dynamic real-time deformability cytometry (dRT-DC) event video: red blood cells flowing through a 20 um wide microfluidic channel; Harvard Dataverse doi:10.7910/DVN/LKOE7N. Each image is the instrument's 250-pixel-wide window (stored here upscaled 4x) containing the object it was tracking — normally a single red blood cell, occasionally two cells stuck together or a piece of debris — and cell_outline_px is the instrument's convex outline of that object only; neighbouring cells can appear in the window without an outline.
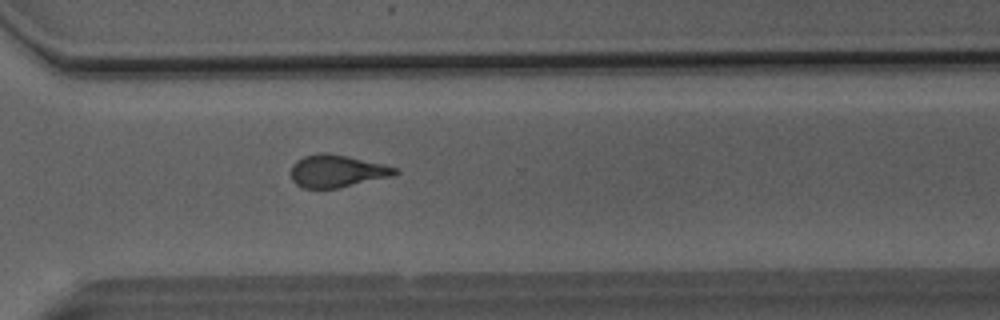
{"species": "Egyptian fruit bat (a non-hibernating species)", "species_latin": "Rousettus aegyptiacus", "temperature_condition": "room temperature", "stored_images_in_passage": 40, "camera_frame_rate_fps": 3000, "um_per_image_px": 0.085, "animal": {"sex": "male"}, "frame": {"image": 1, "passage_image": 26, "time_ms": 8.333, "image_size_px": [1000, 320], "cell_outline_px": [[400, 172], [392, 176], [336, 188], [304, 188], [296, 184], [292, 180], [292, 164], [296, 160], [304, 156], [320, 152], [328, 152], [348, 156], [384, 164], [400, 168]], "centroid_in_image_um": [28.66, 14.52], "position_along_channel_um": 341.9, "area_um2": 19.71}}
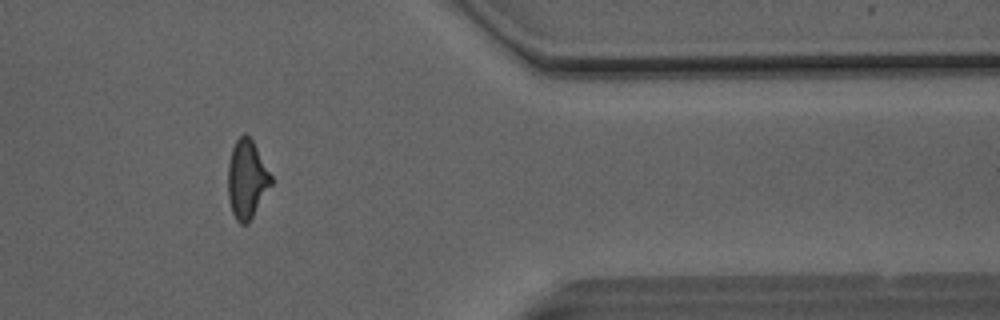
{"frame": {"image": 2, "passage_image": 31, "time_ms": 10.0, "image_size_px": [1000, 320], "cell_outline_px": [[272, 184], [248, 224], [240, 224], [236, 220], [232, 212], [228, 196], [228, 164], [232, 148], [236, 140], [244, 132], [252, 140], [272, 176]], "centroid_in_image_um": [20.97, 15.25], "position_along_channel_um": 390.4, "area_um2": 19.65}}
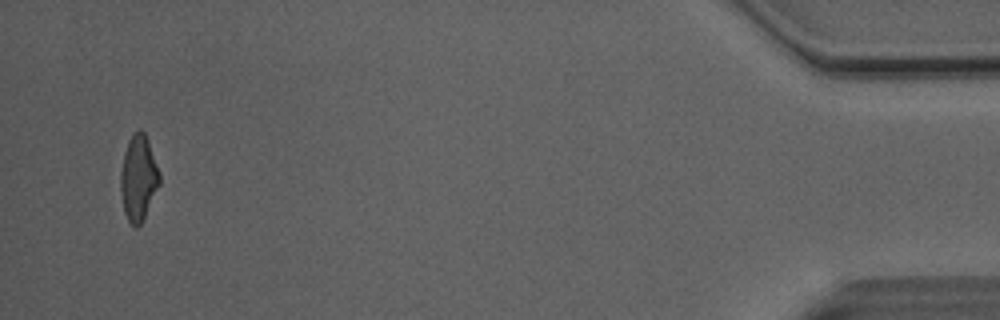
{"frame": {"image": 3, "passage_image": 38, "time_ms": 12.333, "image_size_px": [1000, 320], "cell_outline_px": [[160, 184], [140, 224], [136, 228], [128, 220], [124, 212], [120, 188], [120, 172], [124, 152], [128, 140], [132, 132], [140, 128], [144, 132], [148, 140], [160, 172]], "centroid_in_image_um": [11.76, 15.07], "position_along_channel_um": 423.4, "area_um2": 19.42}, "authors_computed_cell_mechanics": {"area_um2": 19.8832, "velocity_mm_per_s": 4.1239, "shape_relaxation_time_tau1_ms": null, "shape_relaxation_time_tau2_ms": 1.718, "deformation_change_tau1": null, "deformation_change_tau2": 0.0947}}